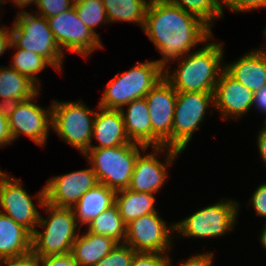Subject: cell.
Wrapping results in <instances>:
<instances>
[{"instance_id":"1","label":"cell","mask_w":266,"mask_h":266,"mask_svg":"<svg viewBox=\"0 0 266 266\" xmlns=\"http://www.w3.org/2000/svg\"><path fill=\"white\" fill-rule=\"evenodd\" d=\"M143 31L163 56L155 60L163 69L213 38L204 21L165 0H149Z\"/></svg>"},{"instance_id":"2","label":"cell","mask_w":266,"mask_h":266,"mask_svg":"<svg viewBox=\"0 0 266 266\" xmlns=\"http://www.w3.org/2000/svg\"><path fill=\"white\" fill-rule=\"evenodd\" d=\"M205 45V46H204ZM224 43L206 41L203 48L190 52L178 60V67L170 71L164 68V78L177 92H210L214 93L215 85L224 70ZM223 65H222V64Z\"/></svg>"},{"instance_id":"3","label":"cell","mask_w":266,"mask_h":266,"mask_svg":"<svg viewBox=\"0 0 266 266\" xmlns=\"http://www.w3.org/2000/svg\"><path fill=\"white\" fill-rule=\"evenodd\" d=\"M35 199L48 216L44 219L40 214L37 227L32 233L31 252L36 258L71 253L72 245L80 233L77 229H81L73 209L57 207L46 202L44 187L37 193ZM38 227L43 228V231L38 230Z\"/></svg>"},{"instance_id":"4","label":"cell","mask_w":266,"mask_h":266,"mask_svg":"<svg viewBox=\"0 0 266 266\" xmlns=\"http://www.w3.org/2000/svg\"><path fill=\"white\" fill-rule=\"evenodd\" d=\"M164 69L154 60L137 62L124 73H117L103 92L98 106L120 110L129 102L144 98L164 77Z\"/></svg>"},{"instance_id":"5","label":"cell","mask_w":266,"mask_h":266,"mask_svg":"<svg viewBox=\"0 0 266 266\" xmlns=\"http://www.w3.org/2000/svg\"><path fill=\"white\" fill-rule=\"evenodd\" d=\"M140 149L145 152L148 147L130 142L110 148H90L84 156L99 183L117 192L129 187Z\"/></svg>"},{"instance_id":"6","label":"cell","mask_w":266,"mask_h":266,"mask_svg":"<svg viewBox=\"0 0 266 266\" xmlns=\"http://www.w3.org/2000/svg\"><path fill=\"white\" fill-rule=\"evenodd\" d=\"M16 14L11 27L12 43L17 48L38 53L52 65V68L62 72L65 54L56 43L48 20L27 10L18 11Z\"/></svg>"},{"instance_id":"7","label":"cell","mask_w":266,"mask_h":266,"mask_svg":"<svg viewBox=\"0 0 266 266\" xmlns=\"http://www.w3.org/2000/svg\"><path fill=\"white\" fill-rule=\"evenodd\" d=\"M51 106L53 131L84 155L92 145L96 111L87 107L82 101L53 100Z\"/></svg>"},{"instance_id":"8","label":"cell","mask_w":266,"mask_h":266,"mask_svg":"<svg viewBox=\"0 0 266 266\" xmlns=\"http://www.w3.org/2000/svg\"><path fill=\"white\" fill-rule=\"evenodd\" d=\"M220 199L174 223L175 233L183 237L217 238L234 230L240 208L235 200ZM177 231V232H176Z\"/></svg>"},{"instance_id":"9","label":"cell","mask_w":266,"mask_h":266,"mask_svg":"<svg viewBox=\"0 0 266 266\" xmlns=\"http://www.w3.org/2000/svg\"><path fill=\"white\" fill-rule=\"evenodd\" d=\"M214 106V95L210 92H177L173 126L172 148L185 151L193 133L200 123L209 106Z\"/></svg>"},{"instance_id":"10","label":"cell","mask_w":266,"mask_h":266,"mask_svg":"<svg viewBox=\"0 0 266 266\" xmlns=\"http://www.w3.org/2000/svg\"><path fill=\"white\" fill-rule=\"evenodd\" d=\"M39 93L29 100L5 106L13 142L22 134L41 147L47 142L52 127V107L49 106L45 110L35 104L33 100Z\"/></svg>"},{"instance_id":"11","label":"cell","mask_w":266,"mask_h":266,"mask_svg":"<svg viewBox=\"0 0 266 266\" xmlns=\"http://www.w3.org/2000/svg\"><path fill=\"white\" fill-rule=\"evenodd\" d=\"M173 233L175 234L174 223L168 226L158 212H153L126 224L124 243L136 252L168 255L173 244Z\"/></svg>"},{"instance_id":"12","label":"cell","mask_w":266,"mask_h":266,"mask_svg":"<svg viewBox=\"0 0 266 266\" xmlns=\"http://www.w3.org/2000/svg\"><path fill=\"white\" fill-rule=\"evenodd\" d=\"M56 43L62 50L75 52L82 57L101 49V40L80 20L75 7L47 19Z\"/></svg>"},{"instance_id":"13","label":"cell","mask_w":266,"mask_h":266,"mask_svg":"<svg viewBox=\"0 0 266 266\" xmlns=\"http://www.w3.org/2000/svg\"><path fill=\"white\" fill-rule=\"evenodd\" d=\"M177 91L163 77L145 96L152 124V147L172 148Z\"/></svg>"},{"instance_id":"14","label":"cell","mask_w":266,"mask_h":266,"mask_svg":"<svg viewBox=\"0 0 266 266\" xmlns=\"http://www.w3.org/2000/svg\"><path fill=\"white\" fill-rule=\"evenodd\" d=\"M22 182L12 178L7 171L0 174V210L31 233L37 227L40 211L33 203L34 197L23 189Z\"/></svg>"},{"instance_id":"15","label":"cell","mask_w":266,"mask_h":266,"mask_svg":"<svg viewBox=\"0 0 266 266\" xmlns=\"http://www.w3.org/2000/svg\"><path fill=\"white\" fill-rule=\"evenodd\" d=\"M153 153L138 155L131 176L129 190L155 194L161 190L168 177V167L182 152L166 146L152 147ZM166 153L165 162L157 159L158 153ZM157 155V156H156Z\"/></svg>"},{"instance_id":"16","label":"cell","mask_w":266,"mask_h":266,"mask_svg":"<svg viewBox=\"0 0 266 266\" xmlns=\"http://www.w3.org/2000/svg\"><path fill=\"white\" fill-rule=\"evenodd\" d=\"M98 183L92 167L51 177L44 186L45 201L57 207L73 208Z\"/></svg>"},{"instance_id":"17","label":"cell","mask_w":266,"mask_h":266,"mask_svg":"<svg viewBox=\"0 0 266 266\" xmlns=\"http://www.w3.org/2000/svg\"><path fill=\"white\" fill-rule=\"evenodd\" d=\"M213 95V107L224 119H239L254 106V93L225 70L220 74Z\"/></svg>"},{"instance_id":"18","label":"cell","mask_w":266,"mask_h":266,"mask_svg":"<svg viewBox=\"0 0 266 266\" xmlns=\"http://www.w3.org/2000/svg\"><path fill=\"white\" fill-rule=\"evenodd\" d=\"M247 53L238 60L224 65V70L256 93L266 86V53L258 48Z\"/></svg>"},{"instance_id":"19","label":"cell","mask_w":266,"mask_h":266,"mask_svg":"<svg viewBox=\"0 0 266 266\" xmlns=\"http://www.w3.org/2000/svg\"><path fill=\"white\" fill-rule=\"evenodd\" d=\"M96 108L99 111H96L92 138L97 140L98 145H90V148H110L130 143L120 110Z\"/></svg>"},{"instance_id":"20","label":"cell","mask_w":266,"mask_h":266,"mask_svg":"<svg viewBox=\"0 0 266 266\" xmlns=\"http://www.w3.org/2000/svg\"><path fill=\"white\" fill-rule=\"evenodd\" d=\"M120 112L130 141L152 148V124L145 97L129 102Z\"/></svg>"},{"instance_id":"21","label":"cell","mask_w":266,"mask_h":266,"mask_svg":"<svg viewBox=\"0 0 266 266\" xmlns=\"http://www.w3.org/2000/svg\"><path fill=\"white\" fill-rule=\"evenodd\" d=\"M32 249V233L0 212V259L19 257Z\"/></svg>"},{"instance_id":"22","label":"cell","mask_w":266,"mask_h":266,"mask_svg":"<svg viewBox=\"0 0 266 266\" xmlns=\"http://www.w3.org/2000/svg\"><path fill=\"white\" fill-rule=\"evenodd\" d=\"M117 245L116 241L107 236L86 231L82 235L79 233L72 245L71 254L78 266H94Z\"/></svg>"},{"instance_id":"23","label":"cell","mask_w":266,"mask_h":266,"mask_svg":"<svg viewBox=\"0 0 266 266\" xmlns=\"http://www.w3.org/2000/svg\"><path fill=\"white\" fill-rule=\"evenodd\" d=\"M40 88L15 69L0 66V106L26 101L34 97Z\"/></svg>"},{"instance_id":"24","label":"cell","mask_w":266,"mask_h":266,"mask_svg":"<svg viewBox=\"0 0 266 266\" xmlns=\"http://www.w3.org/2000/svg\"><path fill=\"white\" fill-rule=\"evenodd\" d=\"M116 192L106 185L98 183L81 196L73 206V212L77 223L88 225L100 213L115 204Z\"/></svg>"},{"instance_id":"25","label":"cell","mask_w":266,"mask_h":266,"mask_svg":"<svg viewBox=\"0 0 266 266\" xmlns=\"http://www.w3.org/2000/svg\"><path fill=\"white\" fill-rule=\"evenodd\" d=\"M155 194L123 189L115 194V205L125 224L144 215L159 212L155 208Z\"/></svg>"},{"instance_id":"26","label":"cell","mask_w":266,"mask_h":266,"mask_svg":"<svg viewBox=\"0 0 266 266\" xmlns=\"http://www.w3.org/2000/svg\"><path fill=\"white\" fill-rule=\"evenodd\" d=\"M106 14L111 22H136L143 30L147 0H102Z\"/></svg>"},{"instance_id":"27","label":"cell","mask_w":266,"mask_h":266,"mask_svg":"<svg viewBox=\"0 0 266 266\" xmlns=\"http://www.w3.org/2000/svg\"><path fill=\"white\" fill-rule=\"evenodd\" d=\"M87 229L93 234L107 236L118 244L125 242L126 224L115 204L94 218L88 224Z\"/></svg>"},{"instance_id":"28","label":"cell","mask_w":266,"mask_h":266,"mask_svg":"<svg viewBox=\"0 0 266 266\" xmlns=\"http://www.w3.org/2000/svg\"><path fill=\"white\" fill-rule=\"evenodd\" d=\"M12 47L13 49L15 47L17 51L13 55L10 67L28 77L40 88V79L36 75L41 73L47 66L52 67V65L36 52L17 48L13 43L11 44Z\"/></svg>"},{"instance_id":"29","label":"cell","mask_w":266,"mask_h":266,"mask_svg":"<svg viewBox=\"0 0 266 266\" xmlns=\"http://www.w3.org/2000/svg\"><path fill=\"white\" fill-rule=\"evenodd\" d=\"M179 6L187 13L195 15L204 21L210 28L213 22L221 17L223 13L217 0H165ZM214 20V21H213Z\"/></svg>"},{"instance_id":"30","label":"cell","mask_w":266,"mask_h":266,"mask_svg":"<svg viewBox=\"0 0 266 266\" xmlns=\"http://www.w3.org/2000/svg\"><path fill=\"white\" fill-rule=\"evenodd\" d=\"M74 7L80 20L100 39L95 28L102 24V22L109 24L102 0H78L74 2Z\"/></svg>"},{"instance_id":"31","label":"cell","mask_w":266,"mask_h":266,"mask_svg":"<svg viewBox=\"0 0 266 266\" xmlns=\"http://www.w3.org/2000/svg\"><path fill=\"white\" fill-rule=\"evenodd\" d=\"M136 253L129 245L125 243L118 244L94 266H131Z\"/></svg>"},{"instance_id":"32","label":"cell","mask_w":266,"mask_h":266,"mask_svg":"<svg viewBox=\"0 0 266 266\" xmlns=\"http://www.w3.org/2000/svg\"><path fill=\"white\" fill-rule=\"evenodd\" d=\"M73 6V0H39L36 4L39 11L37 10L36 12L35 10L34 12L48 19L61 14L63 11L71 9Z\"/></svg>"},{"instance_id":"33","label":"cell","mask_w":266,"mask_h":266,"mask_svg":"<svg viewBox=\"0 0 266 266\" xmlns=\"http://www.w3.org/2000/svg\"><path fill=\"white\" fill-rule=\"evenodd\" d=\"M217 2L221 7L223 15V6H227L229 10L236 13L266 8V0H217Z\"/></svg>"},{"instance_id":"34","label":"cell","mask_w":266,"mask_h":266,"mask_svg":"<svg viewBox=\"0 0 266 266\" xmlns=\"http://www.w3.org/2000/svg\"><path fill=\"white\" fill-rule=\"evenodd\" d=\"M169 260L166 254L137 252L131 266H166Z\"/></svg>"},{"instance_id":"35","label":"cell","mask_w":266,"mask_h":266,"mask_svg":"<svg viewBox=\"0 0 266 266\" xmlns=\"http://www.w3.org/2000/svg\"><path fill=\"white\" fill-rule=\"evenodd\" d=\"M249 203L253 205L252 207L258 216L266 217V182L256 188Z\"/></svg>"},{"instance_id":"36","label":"cell","mask_w":266,"mask_h":266,"mask_svg":"<svg viewBox=\"0 0 266 266\" xmlns=\"http://www.w3.org/2000/svg\"><path fill=\"white\" fill-rule=\"evenodd\" d=\"M38 266H78L71 253L37 258Z\"/></svg>"},{"instance_id":"37","label":"cell","mask_w":266,"mask_h":266,"mask_svg":"<svg viewBox=\"0 0 266 266\" xmlns=\"http://www.w3.org/2000/svg\"><path fill=\"white\" fill-rule=\"evenodd\" d=\"M213 252L196 254L192 257L187 258L186 261H183L179 266H213ZM166 266H173L172 259L167 262Z\"/></svg>"},{"instance_id":"38","label":"cell","mask_w":266,"mask_h":266,"mask_svg":"<svg viewBox=\"0 0 266 266\" xmlns=\"http://www.w3.org/2000/svg\"><path fill=\"white\" fill-rule=\"evenodd\" d=\"M13 139L9 130L8 114L4 106H0V147L12 144Z\"/></svg>"},{"instance_id":"39","label":"cell","mask_w":266,"mask_h":266,"mask_svg":"<svg viewBox=\"0 0 266 266\" xmlns=\"http://www.w3.org/2000/svg\"><path fill=\"white\" fill-rule=\"evenodd\" d=\"M38 266V260L32 252L19 257L0 259V266Z\"/></svg>"},{"instance_id":"40","label":"cell","mask_w":266,"mask_h":266,"mask_svg":"<svg viewBox=\"0 0 266 266\" xmlns=\"http://www.w3.org/2000/svg\"><path fill=\"white\" fill-rule=\"evenodd\" d=\"M10 27H0V57L3 55L12 44L11 28Z\"/></svg>"},{"instance_id":"41","label":"cell","mask_w":266,"mask_h":266,"mask_svg":"<svg viewBox=\"0 0 266 266\" xmlns=\"http://www.w3.org/2000/svg\"><path fill=\"white\" fill-rule=\"evenodd\" d=\"M254 105L256 109L266 115V86L254 93Z\"/></svg>"},{"instance_id":"42","label":"cell","mask_w":266,"mask_h":266,"mask_svg":"<svg viewBox=\"0 0 266 266\" xmlns=\"http://www.w3.org/2000/svg\"><path fill=\"white\" fill-rule=\"evenodd\" d=\"M263 126L264 127L259 130V134L257 136V144L261 159L266 165V124Z\"/></svg>"},{"instance_id":"43","label":"cell","mask_w":266,"mask_h":266,"mask_svg":"<svg viewBox=\"0 0 266 266\" xmlns=\"http://www.w3.org/2000/svg\"><path fill=\"white\" fill-rule=\"evenodd\" d=\"M11 2H13V5L18 6L20 8H22L21 10H25L23 8L27 7V6H32V4L36 5L38 3L39 0H9Z\"/></svg>"},{"instance_id":"44","label":"cell","mask_w":266,"mask_h":266,"mask_svg":"<svg viewBox=\"0 0 266 266\" xmlns=\"http://www.w3.org/2000/svg\"><path fill=\"white\" fill-rule=\"evenodd\" d=\"M260 241L263 247L266 249V222L265 226H263V229L261 230Z\"/></svg>"},{"instance_id":"45","label":"cell","mask_w":266,"mask_h":266,"mask_svg":"<svg viewBox=\"0 0 266 266\" xmlns=\"http://www.w3.org/2000/svg\"><path fill=\"white\" fill-rule=\"evenodd\" d=\"M264 36H265V38H266V26H265V28H264ZM260 50L262 51V52H264V53H266V50L265 49H263V48H260Z\"/></svg>"},{"instance_id":"46","label":"cell","mask_w":266,"mask_h":266,"mask_svg":"<svg viewBox=\"0 0 266 266\" xmlns=\"http://www.w3.org/2000/svg\"><path fill=\"white\" fill-rule=\"evenodd\" d=\"M5 1L7 2L8 0H0V5H1V3H2V5L5 4Z\"/></svg>"}]
</instances>
